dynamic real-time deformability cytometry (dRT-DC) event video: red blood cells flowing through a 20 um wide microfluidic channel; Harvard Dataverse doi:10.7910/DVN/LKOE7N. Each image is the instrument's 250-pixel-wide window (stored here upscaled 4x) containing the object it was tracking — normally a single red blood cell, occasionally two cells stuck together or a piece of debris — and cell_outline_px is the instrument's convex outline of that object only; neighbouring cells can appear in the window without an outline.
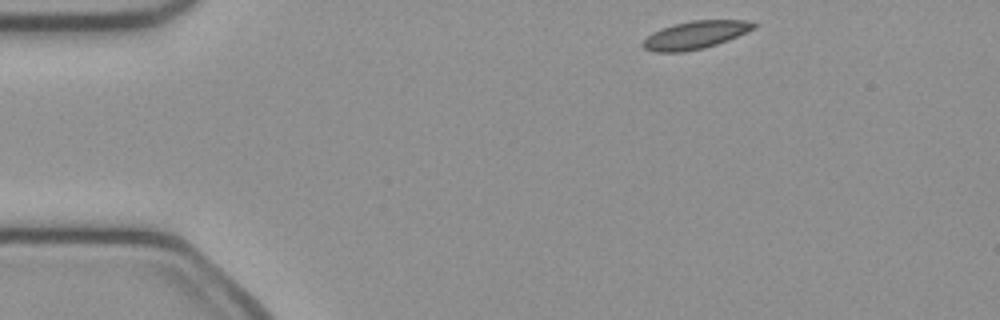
{"species": "common noctule bat (a hibernating species)", "species_latin": "Nyctalus noctula", "temperature_condition": "cold", "stored_images_in_passage": 44, "camera_frame_rate_fps": 3000, "um_per_image_px": 0.085, "animal": {"sex": "female", "body_mass_g": 21.9}, "frame": {"image": 1, "passage_image": 1, "time_ms": 0.0, "image_size_px": [1000, 320], "cell_outline_px": [[756, 28], [728, 40], [704, 48], [680, 52], [656, 52], [644, 48], [640, 44], [652, 32], [676, 24], [692, 20], [744, 20], [756, 24]], "centroid_in_image_um": [59.1, 2.97], "position_along_channel_um": 25.9, "area_um2": 17.74}}
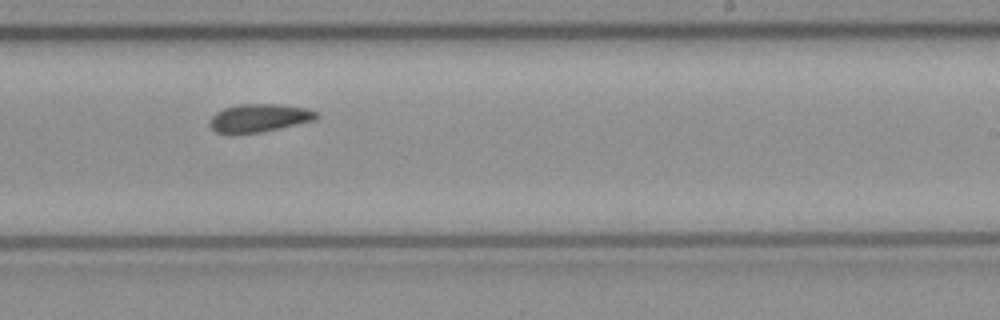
{"frame": {"image": 2, "passage_image": 24, "time_ms": 7.667, "image_size_px": [1000, 320], "cell_outline_px": [[320, 116], [316, 120], [280, 128], [260, 132], [236, 136], [232, 136], [216, 132], [208, 124], [212, 116], [216, 112], [224, 108], [240, 104], [280, 104], [308, 108], [316, 112]], "centroid_in_image_um": [22.01, 10.05], "position_along_channel_um": 267.0, "area_um2": 17.98}}
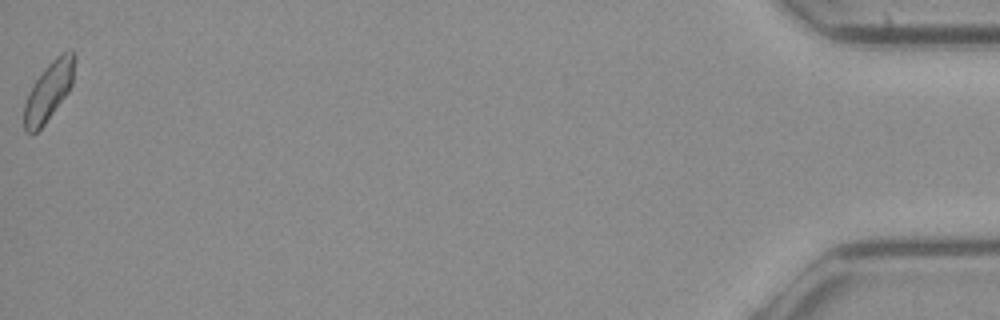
{"frame": {"image": 3, "passage_image": 44, "time_ms": 14.333, "image_size_px": [1000, 320], "cell_outline_px": [[76, 60], [72, 84], [68, 92], [44, 124], [36, 132], [24, 132], [24, 104], [28, 92], [32, 84], [44, 68], [56, 56], [72, 48], [76, 52]], "centroid_in_image_um": [4.16, 7.69], "position_along_channel_um": 431.0, "area_um2": 17.4}, "authors_computed_cell_mechanics": {"area_um2": 17.3978, "velocity_mm_per_s": 4.0262, "shape_relaxation_time_tau1_ms": null, "shape_relaxation_time_tau2_ms": 7.8704, "deformation_change_tau1": null, "deformation_change_tau2": 0.1235}}